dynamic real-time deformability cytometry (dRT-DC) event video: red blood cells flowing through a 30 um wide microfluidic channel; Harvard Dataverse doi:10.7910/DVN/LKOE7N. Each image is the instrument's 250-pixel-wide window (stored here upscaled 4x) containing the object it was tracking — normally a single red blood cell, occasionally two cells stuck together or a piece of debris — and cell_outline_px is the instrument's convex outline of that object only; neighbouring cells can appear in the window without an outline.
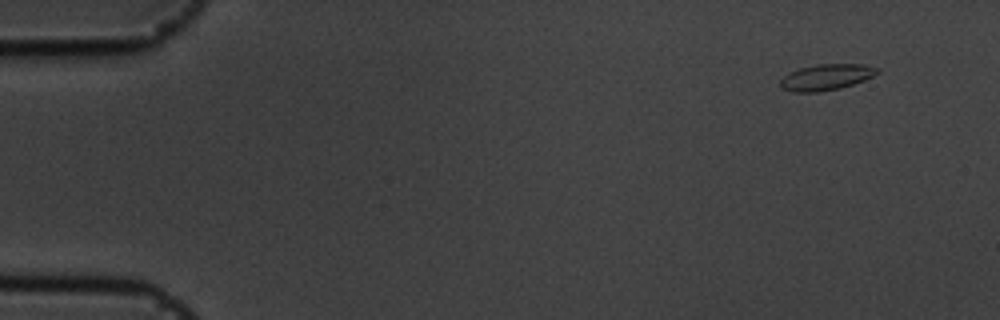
{"species": "common noctule bat (a hibernating species)", "species_latin": "Nyctalus noctula", "temperature_condition": "cold", "stored_images_in_passage": 14, "camera_frame_rate_fps": 3000, "um_per_image_px": 0.085, "animal": {"sex": "male", "body_mass_g": 19.5, "forearm_length_mm": 54.6}, "frame": {"image": 1, "passage_image": 1, "time_ms": 0.0, "image_size_px": [1000, 320], "cell_outline_px": [[880, 72], [864, 80], [840, 88], [816, 92], [792, 92], [780, 88], [780, 80], [784, 76], [800, 68], [816, 64], [860, 64], [880, 68]], "centroid_in_image_um": [70.23, 6.56], "position_along_channel_um": 14.8, "area_um2": 14.62}}